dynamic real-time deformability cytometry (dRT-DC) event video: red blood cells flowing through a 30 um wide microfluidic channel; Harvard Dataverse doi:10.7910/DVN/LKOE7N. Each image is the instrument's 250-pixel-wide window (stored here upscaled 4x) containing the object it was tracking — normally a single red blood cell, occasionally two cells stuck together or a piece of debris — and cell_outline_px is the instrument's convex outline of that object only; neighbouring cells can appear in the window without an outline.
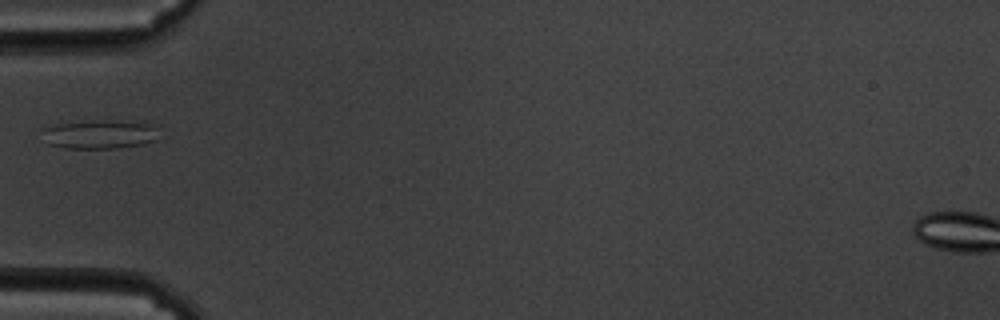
{"species": "common noctule bat (a hibernating species)", "species_latin": "Nyctalus noctula", "temperature_condition": "cold", "stored_images_in_passage": 40, "camera_frame_rate_fps": 3000, "um_per_image_px": 0.085, "animal": {"sex": "male", "body_mass_g": 19.5, "forearm_length_mm": 54.6}, "frame": {"image": 1, "passage_image": 1, "time_ms": 0.0, "image_size_px": [1000, 320], "cell_outline_px": [[156, 140], [144, 144], [116, 148], [64, 148], [48, 144], [44, 128], [56, 124], [152, 124], [156, 128]], "centroid_in_image_um": [8.48, 11.51], "position_along_channel_um": 76.5, "area_um2": 17.69}}
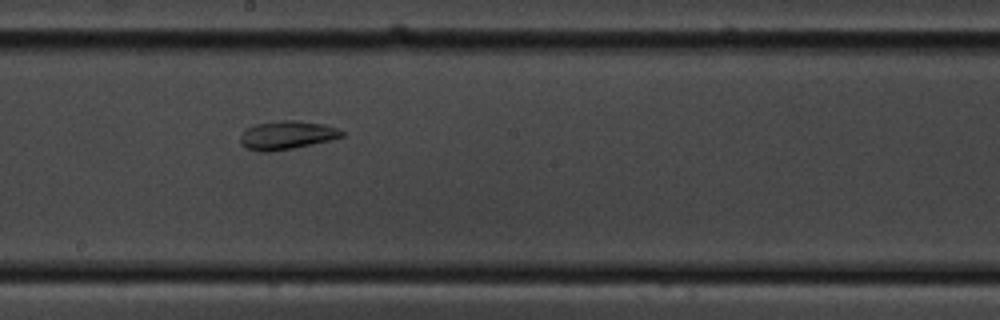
{"frame": {"image": 2, "passage_image": 14, "time_ms": 4.333, "image_size_px": [1000, 320], "cell_outline_px": [[344, 136], [332, 140], [292, 148], [268, 152], [260, 152], [248, 148], [240, 144], [240, 136], [244, 128], [256, 124], [280, 120], [296, 120], [324, 124], [336, 128], [344, 132]], "centroid_in_image_um": [24.36, 11.48], "position_along_channel_um": 223.8, "area_um2": 16.94}}
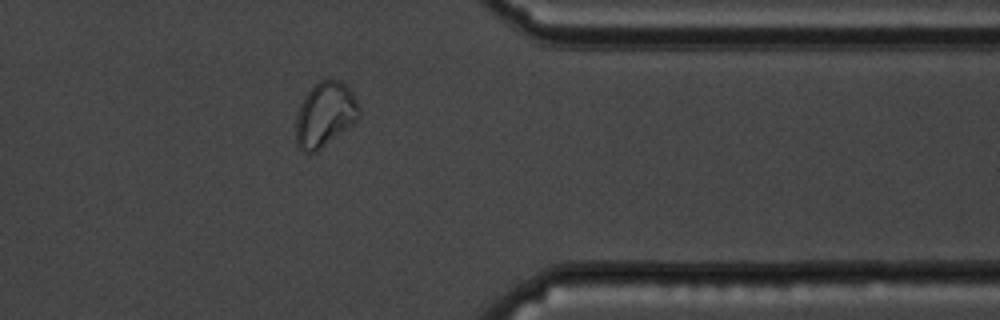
{"frame": {"image": 3, "passage_image": 29, "time_ms": 9.333, "image_size_px": [1000, 320], "cell_outline_px": [[360, 116], [352, 124], [316, 152], [304, 152], [296, 148], [296, 116], [300, 104], [304, 96], [320, 80], [332, 76], [348, 84], [360, 108]], "centroid_in_image_um": [27.62, 9.7], "position_along_channel_um": 383.8, "area_um2": 24.1}}